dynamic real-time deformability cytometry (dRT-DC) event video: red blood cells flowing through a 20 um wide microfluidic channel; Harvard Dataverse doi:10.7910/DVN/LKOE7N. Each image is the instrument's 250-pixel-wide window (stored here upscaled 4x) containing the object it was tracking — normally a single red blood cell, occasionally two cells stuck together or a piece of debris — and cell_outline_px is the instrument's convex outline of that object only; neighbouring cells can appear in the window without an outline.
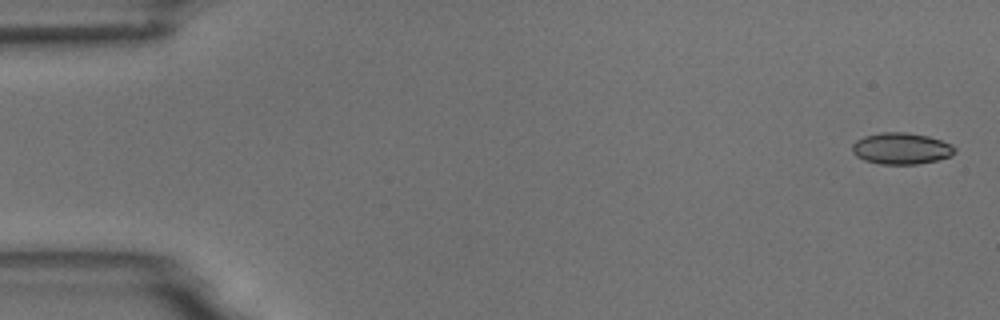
{"species": "common noctule bat (a hibernating species)", "species_latin": "Nyctalus noctula", "temperature_condition": "room temperature", "stored_images_in_passage": 6, "segment_of_instrument_passage": [2, 2], "camera_frame_rate_fps": 3000, "um_per_image_px": 0.085, "animal": {"sex": "male", "body_mass_g": 18.8}, "frame": {"image": 1, "passage_image": 6, "time_ms": 6.0, "image_size_px": [1000, 320], "cell_outline_px": [[956, 152], [952, 156], [936, 160], [916, 164], [880, 164], [864, 160], [856, 156], [852, 152], [852, 144], [856, 140], [864, 136], [880, 132], [904, 132], [928, 136], [952, 144], [956, 148]], "centroid_in_image_um": [76.6, 12.62], "position_along_channel_um": 8.4, "area_um2": 18.9}}